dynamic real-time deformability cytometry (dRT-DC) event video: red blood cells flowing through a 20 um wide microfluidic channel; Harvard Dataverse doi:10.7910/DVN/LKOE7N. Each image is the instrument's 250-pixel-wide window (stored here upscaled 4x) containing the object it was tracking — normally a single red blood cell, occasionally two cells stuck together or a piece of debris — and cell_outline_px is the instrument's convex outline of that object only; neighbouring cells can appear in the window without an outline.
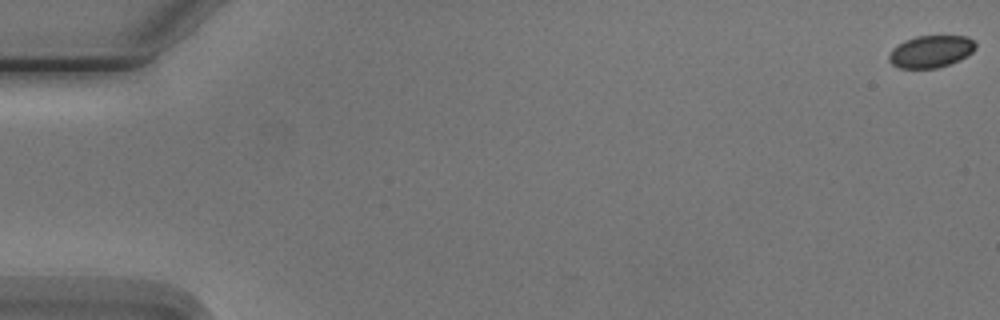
{"species": "Egyptian fruit bat (a non-hibernating species)", "species_latin": "Rousettus aegyptiacus", "temperature_condition": "cold", "stored_images_in_passage": 5, "camera_frame_rate_fps": 3000, "um_per_image_px": 0.085, "animal": {"sex": "male"}, "frame": {"image": 1, "passage_image": 1, "time_ms": 0.0, "image_size_px": [1000, 320], "cell_outline_px": [[976, 48], [972, 52], [960, 60], [936, 68], [900, 68], [892, 64], [888, 60], [888, 56], [892, 48], [904, 40], [916, 36], [968, 36], [976, 44]], "centroid_in_image_um": [79.11, 4.37], "position_along_channel_um": 5.9, "area_um2": 16.24}}
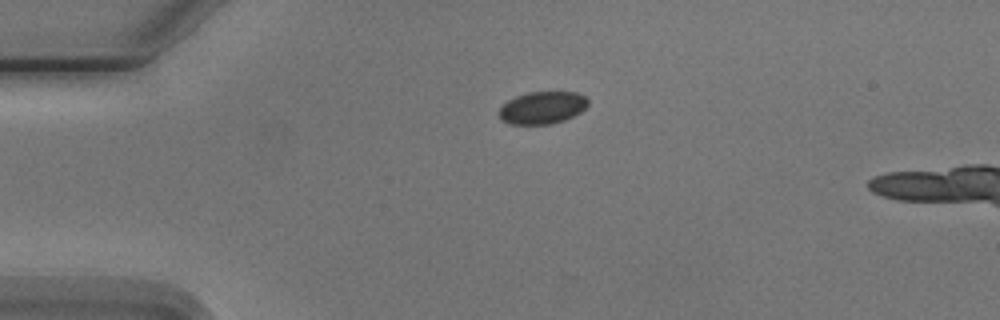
{"frame": {"image": 2, "passage_image": 4, "time_ms": 4.333, "image_size_px": [1000, 320], "cell_outline_px": [[588, 104], [580, 112], [564, 120], [548, 124], [508, 124], [500, 120], [500, 108], [508, 100], [516, 96], [528, 92], [576, 92], [584, 96], [588, 100]], "centroid_in_image_um": [46.08, 9.15], "position_along_channel_um": 38.9, "area_um2": 16.65}}